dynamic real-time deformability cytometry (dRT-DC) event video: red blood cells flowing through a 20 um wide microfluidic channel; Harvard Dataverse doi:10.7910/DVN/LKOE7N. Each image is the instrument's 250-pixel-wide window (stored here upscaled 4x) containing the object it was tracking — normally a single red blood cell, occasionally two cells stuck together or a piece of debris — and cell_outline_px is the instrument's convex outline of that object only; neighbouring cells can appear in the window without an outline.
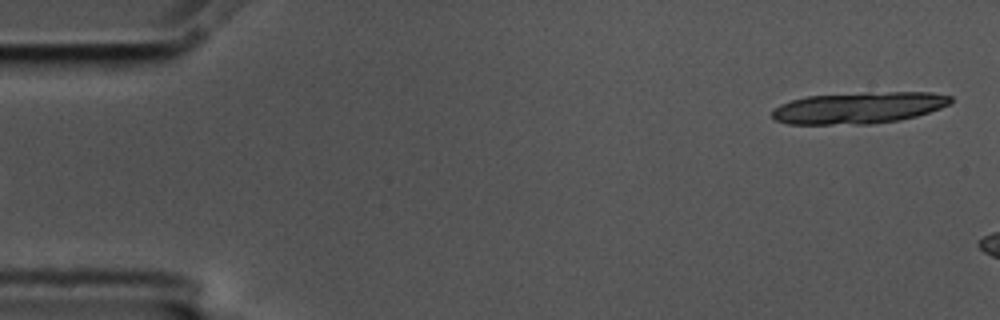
{"species": "common noctule bat (a hibernating species)", "species_latin": "Nyctalus noctula", "temperature_condition": "cold", "stored_images_in_passage": 7, "camera_frame_rate_fps": 3000, "um_per_image_px": 0.085, "animal": {"sex": "male", "body_mass_g": 17.5, "forearm_length_mm": 52.3}, "frame": {"image": 1, "passage_image": 1, "time_ms": 0.0, "image_size_px": [1000, 320], "cell_outline_px": [[952, 100], [948, 104], [940, 108], [916, 116], [900, 120], [872, 124], [788, 124], [776, 120], [772, 116], [772, 112], [780, 104], [792, 100], [808, 96], [868, 92], [932, 92], [952, 96]], "centroid_in_image_um": [73.01, 9.16], "position_along_channel_um": 12.0, "area_um2": 32.77}}